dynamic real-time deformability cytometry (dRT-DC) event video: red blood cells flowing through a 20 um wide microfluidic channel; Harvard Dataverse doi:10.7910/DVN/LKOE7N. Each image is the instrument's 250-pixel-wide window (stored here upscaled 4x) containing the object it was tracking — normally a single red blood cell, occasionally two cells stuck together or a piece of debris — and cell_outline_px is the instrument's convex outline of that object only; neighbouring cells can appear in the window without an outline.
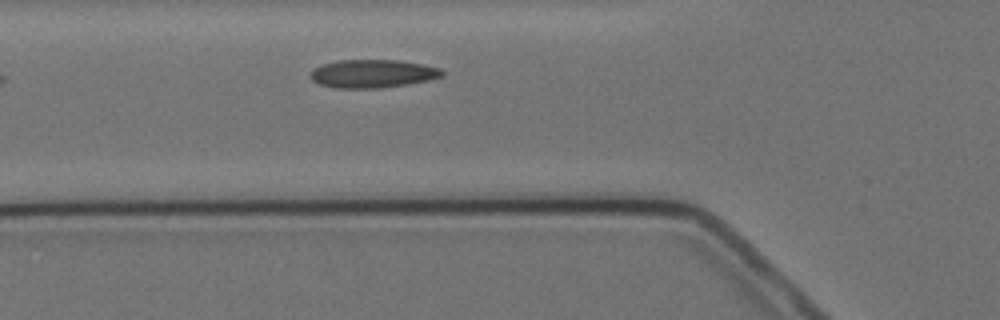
{"species": "Egyptian fruit bat (a non-hibernating species)", "species_latin": "Rousettus aegyptiacus", "temperature_condition": "cold", "stored_images_in_passage": 2, "camera_frame_rate_fps": 3000, "um_per_image_px": 0.085, "animal": {"sex": "female"}, "frame": {"image": 1, "passage_image": 2, "time_ms": 1.333, "image_size_px": [1000, 320], "cell_outline_px": [[444, 76], [428, 80], [408, 84], [380, 88], [336, 88], [320, 84], [312, 80], [308, 76], [312, 68], [324, 64], [340, 60], [400, 60], [424, 64], [440, 68], [444, 72]], "centroid_in_image_um": [31.68, 6.26], "position_along_channel_um": 94.1, "area_um2": 21.79}}